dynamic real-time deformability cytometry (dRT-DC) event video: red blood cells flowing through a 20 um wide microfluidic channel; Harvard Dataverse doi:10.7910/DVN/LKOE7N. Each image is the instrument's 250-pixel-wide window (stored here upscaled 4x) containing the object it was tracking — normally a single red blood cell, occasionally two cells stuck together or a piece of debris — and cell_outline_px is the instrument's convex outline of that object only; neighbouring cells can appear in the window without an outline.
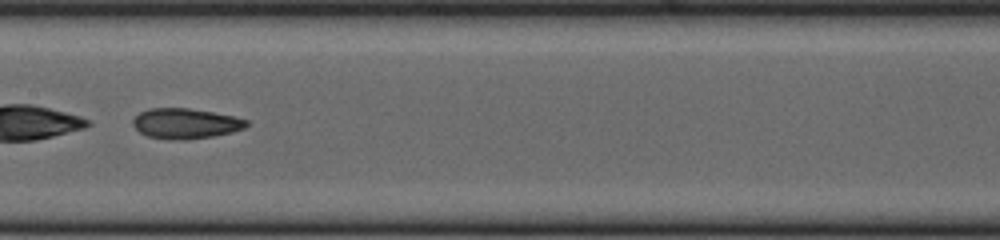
{"species": "common noctule bat (a hibernating species)", "species_latin": "Nyctalus noctula", "temperature_condition": "cold", "stored_images_in_passage": 48, "camera_frame_rate_fps": 3000, "um_per_image_px": 0.085, "animal": {"sex": "female", "body_mass_g": 23.0, "forearm_length_mm": 53.4}, "frame": {"image": 1, "passage_image": 25, "time_ms": 8.0, "image_size_px": [1000, 240], "cell_outline_px": [[248, 124], [244, 128], [232, 132], [212, 136], [188, 140], [168, 140], [148, 136], [140, 132], [132, 124], [132, 120], [140, 112], [148, 108], [188, 108], [236, 116], [248, 120]], "centroid_in_image_um": [15.77, 10.5], "position_along_channel_um": 191.6, "area_um2": 20.17}}
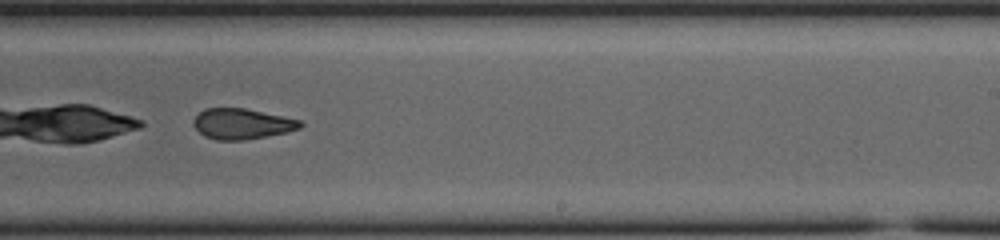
{"frame": {"image": 2, "passage_image": 31, "time_ms": 10.0, "image_size_px": [1000, 240], "cell_outline_px": [[304, 124], [300, 128], [288, 132], [244, 140], [216, 140], [204, 136], [192, 124], [192, 120], [204, 108], [244, 108], [304, 120]], "centroid_in_image_um": [20.59, 10.52], "position_along_channel_um": 268.4, "area_um2": 19.19}}
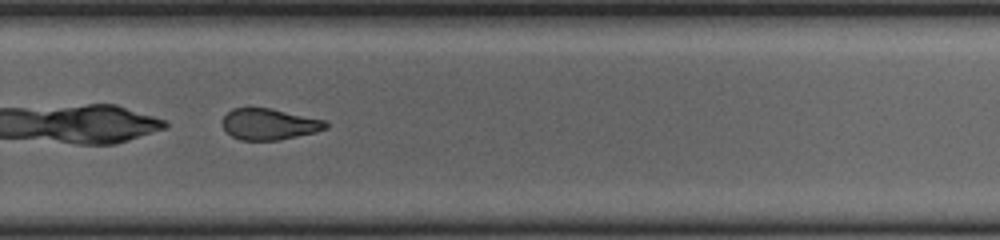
{"frame": {"image": 3, "passage_image": 34, "time_ms": 11.0, "image_size_px": [1000, 240], "cell_outline_px": [[328, 128], [316, 132], [280, 140], [240, 140], [232, 136], [220, 124], [220, 120], [232, 108], [272, 108], [328, 120]], "centroid_in_image_um": [22.91, 10.55], "position_along_channel_um": 306.9, "area_um2": 19.13}, "authors_computed_cell_mechanics": {"area_um2": 20.9525, "velocity_mm_per_s": 3.8549, "shape_relaxation_time_tau1_ms": null, "shape_relaxation_time_tau2_ms": 3.0838, "deformation_change_tau1": null, "deformation_change_tau2": 0.1066}}